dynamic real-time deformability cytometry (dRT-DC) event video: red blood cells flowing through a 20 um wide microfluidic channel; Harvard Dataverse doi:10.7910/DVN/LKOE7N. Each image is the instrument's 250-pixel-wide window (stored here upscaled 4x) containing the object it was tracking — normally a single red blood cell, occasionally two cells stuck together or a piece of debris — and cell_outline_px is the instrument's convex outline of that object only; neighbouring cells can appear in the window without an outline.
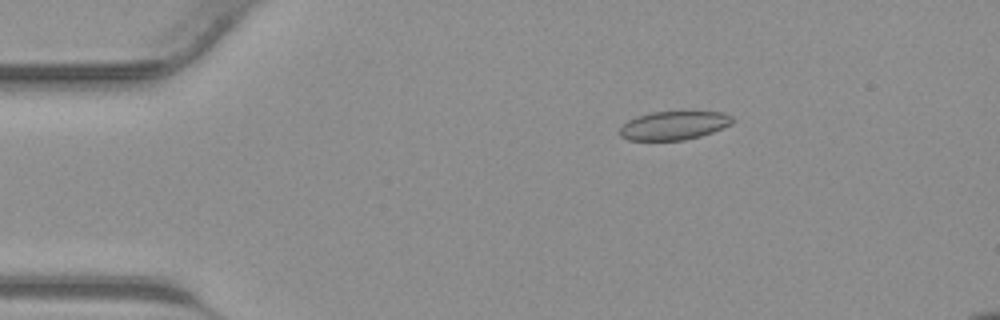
{"species": "common noctule bat (a hibernating species)", "species_latin": "Nyctalus noctula", "temperature_condition": "warm", "stored_images_in_passage": 44, "segment_of_instrument_passage": [1, 2], "camera_frame_rate_fps": 3000, "um_per_image_px": 0.085, "animal": {"sex": "male", "body_mass_g": 23.1, "forearm_length_mm": 52.7}, "frame": {"image": 1, "passage_image": 8, "time_ms": 2.333, "image_size_px": [1000, 320], "cell_outline_px": [[732, 124], [712, 132], [700, 136], [684, 140], [628, 140], [620, 136], [620, 128], [628, 120], [636, 116], [652, 112], [720, 112], [732, 116]], "centroid_in_image_um": [57.25, 10.67], "position_along_channel_um": 27.7, "area_um2": 18.61}}
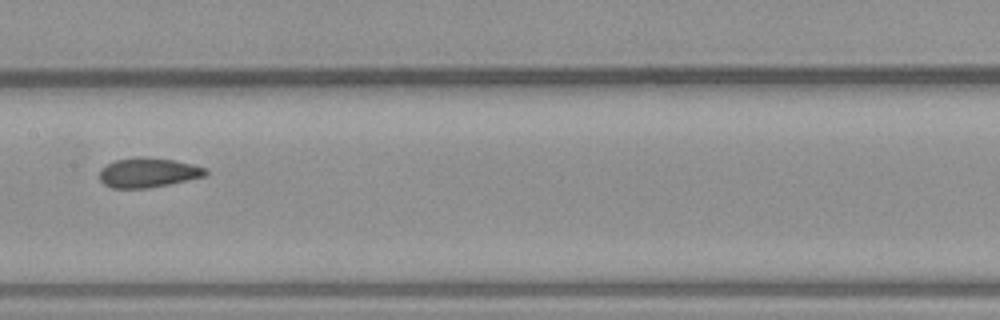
{"frame": {"image": 2, "passage_image": 22, "time_ms": 7.0, "image_size_px": [1000, 320], "cell_outline_px": [[208, 172], [204, 176], [168, 184], [148, 188], [112, 188], [104, 184], [100, 180], [100, 168], [116, 160], [136, 156], [148, 156], [172, 160], [192, 164], [208, 168]], "centroid_in_image_um": [12.57, 14.66], "position_along_channel_um": 194.8, "area_um2": 18.32}}
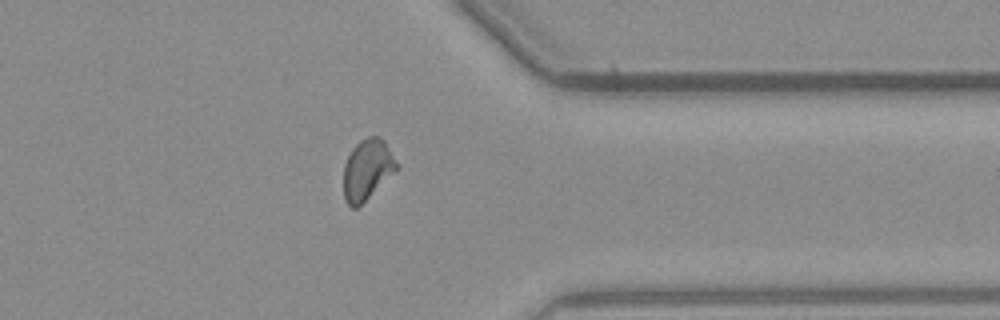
{"frame": {"image": 3, "passage_image": 34, "time_ms": 11.0, "image_size_px": [1000, 320], "cell_outline_px": [[400, 168], [356, 208], [352, 208], [344, 200], [344, 164], [352, 148], [360, 140], [368, 136], [380, 136], [384, 140], [400, 164]], "centroid_in_image_um": [31.25, 14.38], "position_along_channel_um": 380.2, "area_um2": 18.9}}